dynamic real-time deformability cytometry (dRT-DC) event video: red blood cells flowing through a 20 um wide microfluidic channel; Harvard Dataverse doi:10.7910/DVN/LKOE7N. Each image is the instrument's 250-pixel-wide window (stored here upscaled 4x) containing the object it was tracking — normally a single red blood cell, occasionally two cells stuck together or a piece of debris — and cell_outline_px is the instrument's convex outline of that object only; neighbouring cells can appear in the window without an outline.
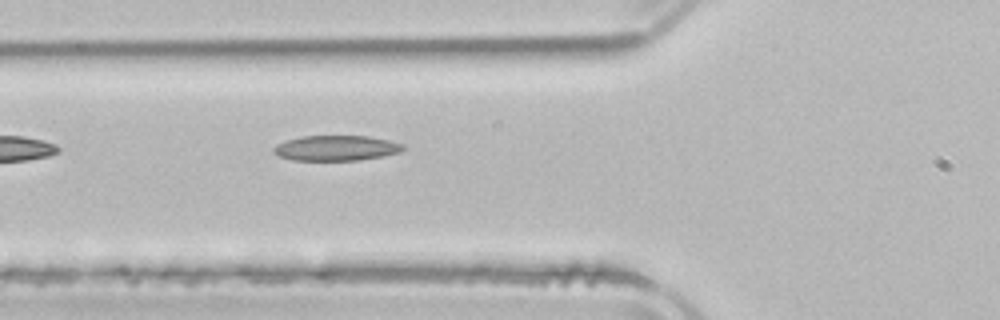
{"species": "common noctule bat (a hibernating species)", "species_latin": "Nyctalus noctula", "temperature_condition": "room temperature", "stored_images_in_passage": 5, "camera_frame_rate_fps": 3000, "um_per_image_px": 0.085, "animal": {"sex": "male", "body_mass_g": 21.5, "forearm_length_mm": 52.0}, "frame": {"image": 1, "passage_image": 5, "time_ms": 6.0, "image_size_px": [1000, 320], "cell_outline_px": [[404, 148], [400, 152], [384, 156], [360, 160], [292, 160], [280, 156], [272, 152], [272, 148], [276, 144], [300, 136], [368, 136], [388, 140], [404, 144]], "centroid_in_image_um": [28.57, 12.58], "position_along_channel_um": 97.2, "area_um2": 19.07}}